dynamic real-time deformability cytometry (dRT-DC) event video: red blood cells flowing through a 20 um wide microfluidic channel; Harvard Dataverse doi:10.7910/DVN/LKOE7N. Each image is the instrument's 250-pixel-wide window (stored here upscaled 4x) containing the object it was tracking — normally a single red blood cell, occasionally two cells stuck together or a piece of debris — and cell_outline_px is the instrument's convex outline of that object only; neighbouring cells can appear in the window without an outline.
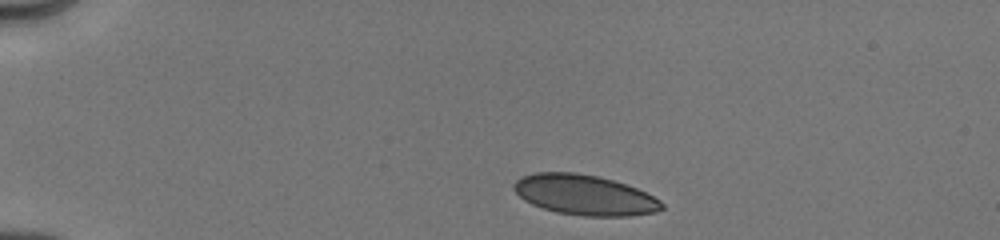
{"species": "human", "species_latin": "Homo sapiens", "temperature_condition": "cold", "stored_images_in_passage": 26, "camera_frame_rate_fps": 3000, "um_per_image_px": 0.085, "donor": {"sex": "male"}, "frame": {"image": 1, "passage_image": 1, "time_ms": 0.0, "image_size_px": [1000, 240], "cell_outline_px": [[664, 208], [656, 212], [632, 216], [584, 216], [556, 212], [532, 204], [524, 200], [512, 188], [512, 184], [520, 176], [536, 172], [572, 172], [596, 176], [612, 180], [636, 188], [660, 200], [664, 204]], "centroid_in_image_um": [49.67, 16.57], "position_along_channel_um": 35.3, "area_um2": 34.62}}
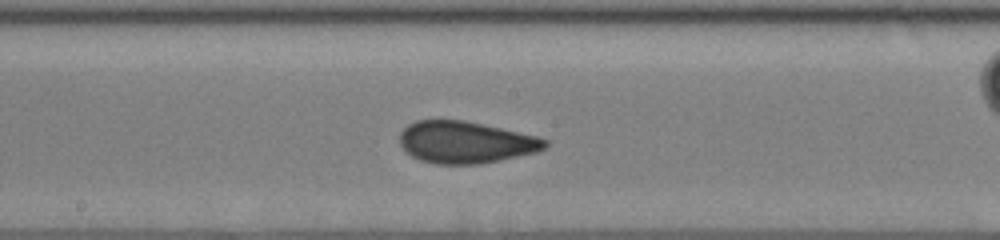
{"frame": {"image": 2, "passage_image": 14, "time_ms": 6.0, "image_size_px": [1000, 240], "cell_outline_px": [[548, 148], [536, 152], [500, 160], [480, 164], [436, 164], [420, 160], [404, 152], [400, 144], [400, 132], [408, 124], [416, 120], [464, 120], [484, 124], [536, 136], [548, 140]], "centroid_in_image_um": [39.56, 12.09], "position_along_channel_um": 208.6, "area_um2": 35.66}}
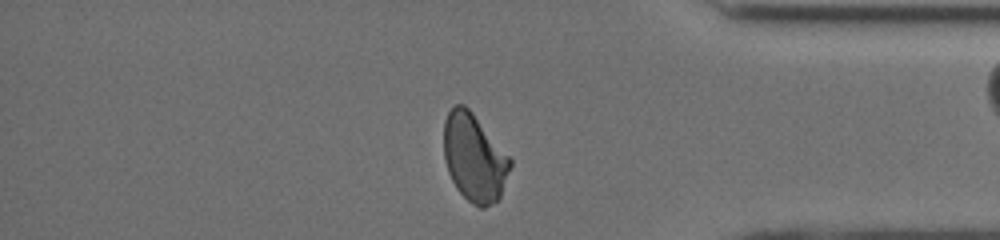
{"frame": {"image": 3, "passage_image": 25, "time_ms": 11.0, "image_size_px": [1000, 240], "cell_outline_px": [[512, 164], [500, 196], [496, 200], [484, 208], [480, 208], [472, 204], [456, 188], [448, 172], [444, 160], [444, 120], [452, 104], [464, 104], [472, 112], [512, 160]], "centroid_in_image_um": [40.29, 13.39], "position_along_channel_um": 394.9, "area_um2": 33.76}, "authors_computed_cell_mechanics": {"area_um2": 34.9401, "velocity_mm_per_s": 4.0184, "shape_relaxation_time_tau1_ms": 6.16, "shape_relaxation_time_tau2_ms": 0.7293, "deformation_change_tau1": 0.1473, "deformation_change_tau2": 0.0381}}